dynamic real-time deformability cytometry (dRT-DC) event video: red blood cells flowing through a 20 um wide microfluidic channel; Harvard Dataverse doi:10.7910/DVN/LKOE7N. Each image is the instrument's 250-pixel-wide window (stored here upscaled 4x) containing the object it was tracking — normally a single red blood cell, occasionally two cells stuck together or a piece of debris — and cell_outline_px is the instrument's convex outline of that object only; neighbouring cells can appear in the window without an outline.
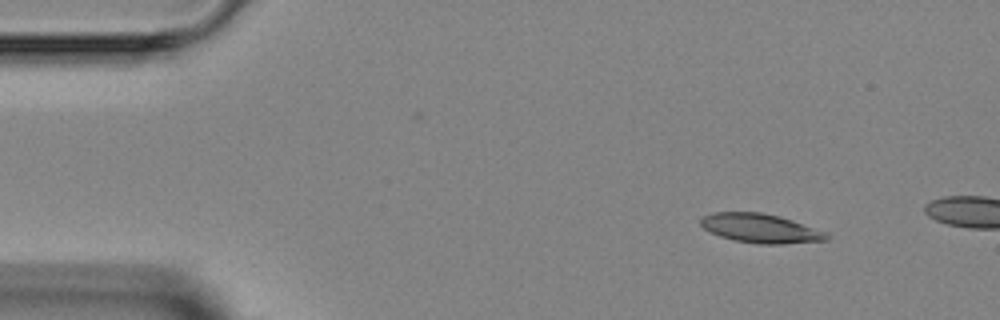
{"species": "Egyptian fruit bat (a non-hibernating species)", "species_latin": "Rousettus aegyptiacus", "temperature_condition": "room temperature", "stored_images_in_passage": 3, "camera_frame_rate_fps": 3000, "um_per_image_px": 0.085, "animal": {"sex": "female"}, "frame": {"image": 1, "passage_image": 1, "time_ms": 0.0, "image_size_px": [1000, 320], "cell_outline_px": [[832, 236], [828, 240], [784, 244], [756, 244], [736, 240], [720, 236], [704, 228], [700, 224], [700, 220], [704, 216], [712, 212], [760, 212], [780, 216], [792, 220], [824, 232]], "centroid_in_image_um": [64.65, 19.41], "position_along_channel_um": 20.4, "area_um2": 21.21}}